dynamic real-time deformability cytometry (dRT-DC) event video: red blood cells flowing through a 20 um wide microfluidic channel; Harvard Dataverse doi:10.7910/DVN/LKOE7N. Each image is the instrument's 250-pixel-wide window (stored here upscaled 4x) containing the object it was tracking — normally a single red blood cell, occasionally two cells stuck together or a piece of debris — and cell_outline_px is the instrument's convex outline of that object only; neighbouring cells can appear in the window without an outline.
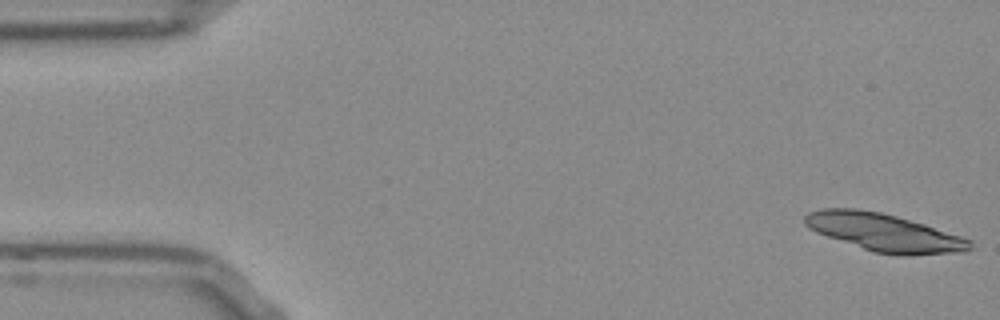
{"species": "Egyptian fruit bat (a non-hibernating species)", "species_latin": "Rousettus aegyptiacus", "temperature_condition": "room temperature", "stored_images_in_passage": 15, "camera_frame_rate_fps": 3000, "um_per_image_px": 0.085, "frame": {"image": 1, "passage_image": 1, "time_ms": 0.0, "image_size_px": [1000, 320], "cell_outline_px": [[972, 248], [968, 252], [908, 256], [900, 256], [872, 252], [816, 232], [808, 228], [804, 224], [804, 216], [808, 212], [824, 208], [856, 208], [880, 212], [896, 216], [924, 224], [972, 240]], "centroid_in_image_um": [75.17, 19.78], "position_along_channel_um": 9.8, "area_um2": 36.59}}